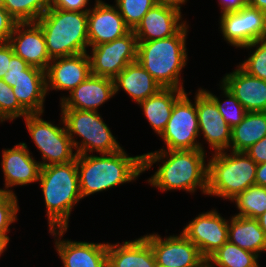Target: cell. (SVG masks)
Instances as JSON below:
<instances>
[{"instance_id":"1","label":"cell","mask_w":266,"mask_h":267,"mask_svg":"<svg viewBox=\"0 0 266 267\" xmlns=\"http://www.w3.org/2000/svg\"><path fill=\"white\" fill-rule=\"evenodd\" d=\"M206 153L201 149L155 150L144 153L143 172L150 171L154 164L159 165L146 181L162 192L183 190L193 194L199 189L205 195L208 188Z\"/></svg>"},{"instance_id":"2","label":"cell","mask_w":266,"mask_h":267,"mask_svg":"<svg viewBox=\"0 0 266 267\" xmlns=\"http://www.w3.org/2000/svg\"><path fill=\"white\" fill-rule=\"evenodd\" d=\"M79 189L82 199L134 182L143 172V155L131 156L124 148L110 154L77 155Z\"/></svg>"},{"instance_id":"3","label":"cell","mask_w":266,"mask_h":267,"mask_svg":"<svg viewBox=\"0 0 266 267\" xmlns=\"http://www.w3.org/2000/svg\"><path fill=\"white\" fill-rule=\"evenodd\" d=\"M186 23L175 35L152 41H138L137 62L162 88L185 90L181 72L187 65Z\"/></svg>"},{"instance_id":"4","label":"cell","mask_w":266,"mask_h":267,"mask_svg":"<svg viewBox=\"0 0 266 267\" xmlns=\"http://www.w3.org/2000/svg\"><path fill=\"white\" fill-rule=\"evenodd\" d=\"M39 185L50 229H68L71 212L82 200L76 159L65 164L41 167Z\"/></svg>"},{"instance_id":"5","label":"cell","mask_w":266,"mask_h":267,"mask_svg":"<svg viewBox=\"0 0 266 267\" xmlns=\"http://www.w3.org/2000/svg\"><path fill=\"white\" fill-rule=\"evenodd\" d=\"M36 23L44 33L51 59L89 52L88 12L50 7Z\"/></svg>"},{"instance_id":"6","label":"cell","mask_w":266,"mask_h":267,"mask_svg":"<svg viewBox=\"0 0 266 267\" xmlns=\"http://www.w3.org/2000/svg\"><path fill=\"white\" fill-rule=\"evenodd\" d=\"M257 166L245 152L227 150L213 153L208 159L206 196L230 201L249 186L255 185Z\"/></svg>"},{"instance_id":"7","label":"cell","mask_w":266,"mask_h":267,"mask_svg":"<svg viewBox=\"0 0 266 267\" xmlns=\"http://www.w3.org/2000/svg\"><path fill=\"white\" fill-rule=\"evenodd\" d=\"M61 116L77 155L93 154V152L110 154L123 148L104 122L100 112L61 109ZM77 136L81 141L76 140Z\"/></svg>"},{"instance_id":"8","label":"cell","mask_w":266,"mask_h":267,"mask_svg":"<svg viewBox=\"0 0 266 267\" xmlns=\"http://www.w3.org/2000/svg\"><path fill=\"white\" fill-rule=\"evenodd\" d=\"M42 115L44 114H28L23 118L27 131L41 154L40 166L65 164L75 160L77 153L74 152L62 116L59 125H56L41 118Z\"/></svg>"},{"instance_id":"9","label":"cell","mask_w":266,"mask_h":267,"mask_svg":"<svg viewBox=\"0 0 266 267\" xmlns=\"http://www.w3.org/2000/svg\"><path fill=\"white\" fill-rule=\"evenodd\" d=\"M3 80L13 88L18 102L28 114L44 113L47 96L44 70L30 66L14 54Z\"/></svg>"},{"instance_id":"10","label":"cell","mask_w":266,"mask_h":267,"mask_svg":"<svg viewBox=\"0 0 266 267\" xmlns=\"http://www.w3.org/2000/svg\"><path fill=\"white\" fill-rule=\"evenodd\" d=\"M191 92H185L174 104L171 117L165 130L159 136L164 141L158 150H193L206 151L199 142V125L196 111V93L194 102L188 97ZM198 140V141H197Z\"/></svg>"},{"instance_id":"11","label":"cell","mask_w":266,"mask_h":267,"mask_svg":"<svg viewBox=\"0 0 266 267\" xmlns=\"http://www.w3.org/2000/svg\"><path fill=\"white\" fill-rule=\"evenodd\" d=\"M91 74L114 79L137 61L138 40L133 30L111 42L90 47Z\"/></svg>"},{"instance_id":"12","label":"cell","mask_w":266,"mask_h":267,"mask_svg":"<svg viewBox=\"0 0 266 267\" xmlns=\"http://www.w3.org/2000/svg\"><path fill=\"white\" fill-rule=\"evenodd\" d=\"M223 39L232 47L242 48L266 38V13L246 5L238 11L220 14Z\"/></svg>"},{"instance_id":"13","label":"cell","mask_w":266,"mask_h":267,"mask_svg":"<svg viewBox=\"0 0 266 267\" xmlns=\"http://www.w3.org/2000/svg\"><path fill=\"white\" fill-rule=\"evenodd\" d=\"M151 245L156 263L165 267H206V259L199 249L182 233L161 236L147 233L143 236Z\"/></svg>"},{"instance_id":"14","label":"cell","mask_w":266,"mask_h":267,"mask_svg":"<svg viewBox=\"0 0 266 267\" xmlns=\"http://www.w3.org/2000/svg\"><path fill=\"white\" fill-rule=\"evenodd\" d=\"M229 219L215 209L199 213L184 226L182 233L199 249L207 259L228 241Z\"/></svg>"},{"instance_id":"15","label":"cell","mask_w":266,"mask_h":267,"mask_svg":"<svg viewBox=\"0 0 266 267\" xmlns=\"http://www.w3.org/2000/svg\"><path fill=\"white\" fill-rule=\"evenodd\" d=\"M196 111L199 136L209 144L211 154L227 151L231 143L232 128L225 122L214 100L202 89L196 90Z\"/></svg>"},{"instance_id":"16","label":"cell","mask_w":266,"mask_h":267,"mask_svg":"<svg viewBox=\"0 0 266 267\" xmlns=\"http://www.w3.org/2000/svg\"><path fill=\"white\" fill-rule=\"evenodd\" d=\"M1 168L4 176L2 192L12 193L15 186H26L37 183L40 174V163L35 160L25 142H20L12 148L2 150Z\"/></svg>"},{"instance_id":"17","label":"cell","mask_w":266,"mask_h":267,"mask_svg":"<svg viewBox=\"0 0 266 267\" xmlns=\"http://www.w3.org/2000/svg\"><path fill=\"white\" fill-rule=\"evenodd\" d=\"M68 229H50L62 267H107L108 242L94 243L62 238Z\"/></svg>"},{"instance_id":"18","label":"cell","mask_w":266,"mask_h":267,"mask_svg":"<svg viewBox=\"0 0 266 267\" xmlns=\"http://www.w3.org/2000/svg\"><path fill=\"white\" fill-rule=\"evenodd\" d=\"M91 75L88 53L52 59L45 70L46 92L68 91L70 93Z\"/></svg>"},{"instance_id":"19","label":"cell","mask_w":266,"mask_h":267,"mask_svg":"<svg viewBox=\"0 0 266 267\" xmlns=\"http://www.w3.org/2000/svg\"><path fill=\"white\" fill-rule=\"evenodd\" d=\"M89 47L111 42L126 35L130 29L115 5L95 0L88 11Z\"/></svg>"},{"instance_id":"20","label":"cell","mask_w":266,"mask_h":267,"mask_svg":"<svg viewBox=\"0 0 266 267\" xmlns=\"http://www.w3.org/2000/svg\"><path fill=\"white\" fill-rule=\"evenodd\" d=\"M8 43L14 54L30 66L45 71L52 61L46 49L44 33L36 22L17 23Z\"/></svg>"},{"instance_id":"21","label":"cell","mask_w":266,"mask_h":267,"mask_svg":"<svg viewBox=\"0 0 266 267\" xmlns=\"http://www.w3.org/2000/svg\"><path fill=\"white\" fill-rule=\"evenodd\" d=\"M114 94L113 79L91 74L66 96L60 98L61 109L99 111Z\"/></svg>"},{"instance_id":"22","label":"cell","mask_w":266,"mask_h":267,"mask_svg":"<svg viewBox=\"0 0 266 267\" xmlns=\"http://www.w3.org/2000/svg\"><path fill=\"white\" fill-rule=\"evenodd\" d=\"M220 83L242 104L247 112H266V81L245 72L239 65L226 73Z\"/></svg>"},{"instance_id":"23","label":"cell","mask_w":266,"mask_h":267,"mask_svg":"<svg viewBox=\"0 0 266 267\" xmlns=\"http://www.w3.org/2000/svg\"><path fill=\"white\" fill-rule=\"evenodd\" d=\"M182 12L156 4L133 30L138 41H152L175 35L186 23Z\"/></svg>"},{"instance_id":"24","label":"cell","mask_w":266,"mask_h":267,"mask_svg":"<svg viewBox=\"0 0 266 267\" xmlns=\"http://www.w3.org/2000/svg\"><path fill=\"white\" fill-rule=\"evenodd\" d=\"M155 263L152 247L143 236L122 243H108L107 267H154Z\"/></svg>"},{"instance_id":"25","label":"cell","mask_w":266,"mask_h":267,"mask_svg":"<svg viewBox=\"0 0 266 267\" xmlns=\"http://www.w3.org/2000/svg\"><path fill=\"white\" fill-rule=\"evenodd\" d=\"M113 82L115 95L122 90L137 105L162 89L157 81L137 61L128 64L113 79Z\"/></svg>"},{"instance_id":"26","label":"cell","mask_w":266,"mask_h":267,"mask_svg":"<svg viewBox=\"0 0 266 267\" xmlns=\"http://www.w3.org/2000/svg\"><path fill=\"white\" fill-rule=\"evenodd\" d=\"M185 92L176 88H162L138 104L156 135L160 136L165 130L175 102Z\"/></svg>"},{"instance_id":"27","label":"cell","mask_w":266,"mask_h":267,"mask_svg":"<svg viewBox=\"0 0 266 267\" xmlns=\"http://www.w3.org/2000/svg\"><path fill=\"white\" fill-rule=\"evenodd\" d=\"M228 222V241L261 256L266 252V236L257 219L232 215Z\"/></svg>"},{"instance_id":"28","label":"cell","mask_w":266,"mask_h":267,"mask_svg":"<svg viewBox=\"0 0 266 267\" xmlns=\"http://www.w3.org/2000/svg\"><path fill=\"white\" fill-rule=\"evenodd\" d=\"M266 136V112H247L243 120L231 130L229 150L244 152Z\"/></svg>"},{"instance_id":"29","label":"cell","mask_w":266,"mask_h":267,"mask_svg":"<svg viewBox=\"0 0 266 267\" xmlns=\"http://www.w3.org/2000/svg\"><path fill=\"white\" fill-rule=\"evenodd\" d=\"M259 256L227 241L206 259V267H257Z\"/></svg>"},{"instance_id":"30","label":"cell","mask_w":266,"mask_h":267,"mask_svg":"<svg viewBox=\"0 0 266 267\" xmlns=\"http://www.w3.org/2000/svg\"><path fill=\"white\" fill-rule=\"evenodd\" d=\"M239 210L235 215L257 219L266 211V187L252 185L230 200Z\"/></svg>"},{"instance_id":"31","label":"cell","mask_w":266,"mask_h":267,"mask_svg":"<svg viewBox=\"0 0 266 267\" xmlns=\"http://www.w3.org/2000/svg\"><path fill=\"white\" fill-rule=\"evenodd\" d=\"M51 0H4V8L18 22H36L49 8Z\"/></svg>"},{"instance_id":"32","label":"cell","mask_w":266,"mask_h":267,"mask_svg":"<svg viewBox=\"0 0 266 267\" xmlns=\"http://www.w3.org/2000/svg\"><path fill=\"white\" fill-rule=\"evenodd\" d=\"M219 86L220 88L218 89H220L222 93L220 96H223L221 98H225L224 101L214 93H211L212 91L204 88L202 89L214 100L225 122L233 128L243 120L247 111L226 87H224L221 83H219Z\"/></svg>"},{"instance_id":"33","label":"cell","mask_w":266,"mask_h":267,"mask_svg":"<svg viewBox=\"0 0 266 267\" xmlns=\"http://www.w3.org/2000/svg\"><path fill=\"white\" fill-rule=\"evenodd\" d=\"M240 49L250 50V55L239 66L248 74L266 81V38L259 39ZM251 49H253L251 51Z\"/></svg>"},{"instance_id":"34","label":"cell","mask_w":266,"mask_h":267,"mask_svg":"<svg viewBox=\"0 0 266 267\" xmlns=\"http://www.w3.org/2000/svg\"><path fill=\"white\" fill-rule=\"evenodd\" d=\"M114 3L130 30H134L143 16L157 4L156 0H114Z\"/></svg>"},{"instance_id":"35","label":"cell","mask_w":266,"mask_h":267,"mask_svg":"<svg viewBox=\"0 0 266 267\" xmlns=\"http://www.w3.org/2000/svg\"><path fill=\"white\" fill-rule=\"evenodd\" d=\"M26 115L28 113L21 107L14 95L13 88L0 79V123L7 120L12 122L19 117L24 118Z\"/></svg>"},{"instance_id":"36","label":"cell","mask_w":266,"mask_h":267,"mask_svg":"<svg viewBox=\"0 0 266 267\" xmlns=\"http://www.w3.org/2000/svg\"><path fill=\"white\" fill-rule=\"evenodd\" d=\"M18 198L16 194L0 192V236L10 242V225L14 224L19 213Z\"/></svg>"},{"instance_id":"37","label":"cell","mask_w":266,"mask_h":267,"mask_svg":"<svg viewBox=\"0 0 266 267\" xmlns=\"http://www.w3.org/2000/svg\"><path fill=\"white\" fill-rule=\"evenodd\" d=\"M89 1L91 0H51V7L66 11L88 12L92 7Z\"/></svg>"},{"instance_id":"38","label":"cell","mask_w":266,"mask_h":267,"mask_svg":"<svg viewBox=\"0 0 266 267\" xmlns=\"http://www.w3.org/2000/svg\"><path fill=\"white\" fill-rule=\"evenodd\" d=\"M18 22L6 11L0 8V42H8Z\"/></svg>"},{"instance_id":"39","label":"cell","mask_w":266,"mask_h":267,"mask_svg":"<svg viewBox=\"0 0 266 267\" xmlns=\"http://www.w3.org/2000/svg\"><path fill=\"white\" fill-rule=\"evenodd\" d=\"M258 165L266 162V136L244 151Z\"/></svg>"},{"instance_id":"40","label":"cell","mask_w":266,"mask_h":267,"mask_svg":"<svg viewBox=\"0 0 266 267\" xmlns=\"http://www.w3.org/2000/svg\"><path fill=\"white\" fill-rule=\"evenodd\" d=\"M14 55L13 48L8 42L0 43V79H3L10 67L11 57Z\"/></svg>"},{"instance_id":"41","label":"cell","mask_w":266,"mask_h":267,"mask_svg":"<svg viewBox=\"0 0 266 267\" xmlns=\"http://www.w3.org/2000/svg\"><path fill=\"white\" fill-rule=\"evenodd\" d=\"M220 6V13L234 12L240 10L242 7L248 5V0H218Z\"/></svg>"},{"instance_id":"42","label":"cell","mask_w":266,"mask_h":267,"mask_svg":"<svg viewBox=\"0 0 266 267\" xmlns=\"http://www.w3.org/2000/svg\"><path fill=\"white\" fill-rule=\"evenodd\" d=\"M255 185L266 187V162L257 166Z\"/></svg>"},{"instance_id":"43","label":"cell","mask_w":266,"mask_h":267,"mask_svg":"<svg viewBox=\"0 0 266 267\" xmlns=\"http://www.w3.org/2000/svg\"><path fill=\"white\" fill-rule=\"evenodd\" d=\"M188 0H156V3L159 5L167 6L174 8L181 12V8Z\"/></svg>"},{"instance_id":"44","label":"cell","mask_w":266,"mask_h":267,"mask_svg":"<svg viewBox=\"0 0 266 267\" xmlns=\"http://www.w3.org/2000/svg\"><path fill=\"white\" fill-rule=\"evenodd\" d=\"M248 5L266 13V0H248Z\"/></svg>"},{"instance_id":"45","label":"cell","mask_w":266,"mask_h":267,"mask_svg":"<svg viewBox=\"0 0 266 267\" xmlns=\"http://www.w3.org/2000/svg\"><path fill=\"white\" fill-rule=\"evenodd\" d=\"M9 243L6 238L0 236V256L7 250Z\"/></svg>"},{"instance_id":"46","label":"cell","mask_w":266,"mask_h":267,"mask_svg":"<svg viewBox=\"0 0 266 267\" xmlns=\"http://www.w3.org/2000/svg\"><path fill=\"white\" fill-rule=\"evenodd\" d=\"M260 227L264 230L266 236V211L257 218Z\"/></svg>"},{"instance_id":"47","label":"cell","mask_w":266,"mask_h":267,"mask_svg":"<svg viewBox=\"0 0 266 267\" xmlns=\"http://www.w3.org/2000/svg\"><path fill=\"white\" fill-rule=\"evenodd\" d=\"M4 7V0H0V8Z\"/></svg>"},{"instance_id":"48","label":"cell","mask_w":266,"mask_h":267,"mask_svg":"<svg viewBox=\"0 0 266 267\" xmlns=\"http://www.w3.org/2000/svg\"><path fill=\"white\" fill-rule=\"evenodd\" d=\"M154 267H165V266H162V265H160L158 263H155V266Z\"/></svg>"}]
</instances>
